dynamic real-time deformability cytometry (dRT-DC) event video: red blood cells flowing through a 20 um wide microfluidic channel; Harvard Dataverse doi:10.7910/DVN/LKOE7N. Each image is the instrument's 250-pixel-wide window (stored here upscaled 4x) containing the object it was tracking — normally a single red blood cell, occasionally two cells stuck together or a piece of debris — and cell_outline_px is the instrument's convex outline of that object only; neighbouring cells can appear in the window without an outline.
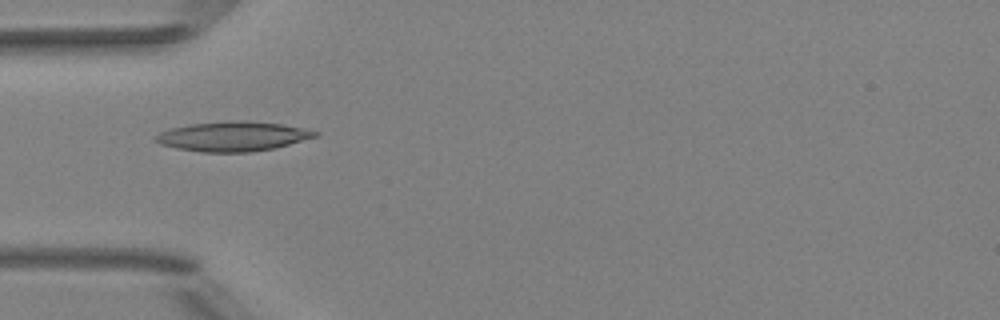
{"species": "Egyptian fruit bat (a non-hibernating species)", "species_latin": "Rousettus aegyptiacus", "temperature_condition": "room temperature", "stored_images_in_passage": 8, "camera_frame_rate_fps": 3000, "um_per_image_px": 0.085, "animal": {"sex": "female"}, "frame": {"image": 1, "passage_image": 5, "time_ms": 1.333, "image_size_px": [1000, 320], "cell_outline_px": [[320, 136], [276, 148], [252, 152], [200, 152], [176, 148], [160, 144], [152, 136], [168, 128], [192, 124], [240, 120], [244, 120], [280, 124], [320, 132]], "centroid_in_image_um": [19.79, 11.6], "position_along_channel_um": 65.2, "area_um2": 27.63}}
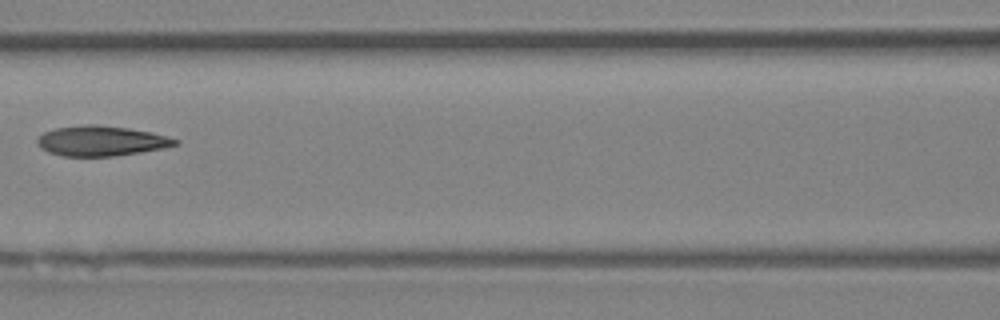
{"frame": {"image": 2, "passage_image": 7, "time_ms": 2.0, "image_size_px": [1000, 320], "cell_outline_px": [[180, 144], [164, 148], [116, 156], [64, 156], [48, 152], [40, 148], [36, 144], [36, 140], [44, 132], [56, 128], [84, 124], [96, 124], [128, 128], [152, 132], [180, 140]], "centroid_in_image_um": [8.61, 11.97], "position_along_channel_um": 158.0, "area_um2": 24.33}}
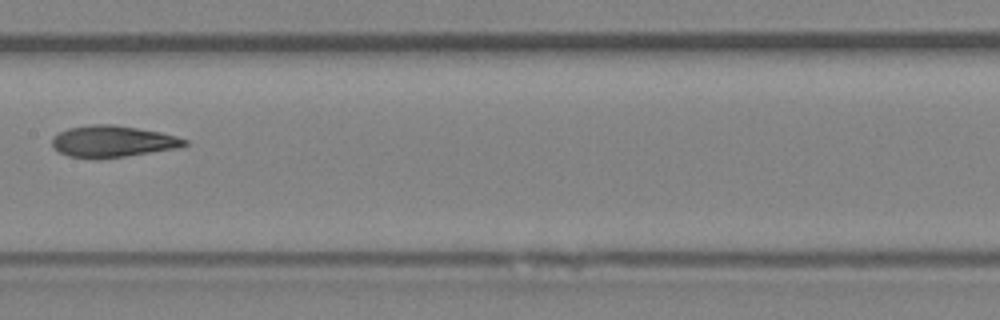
{"frame": {"image": 3, "passage_image": 8, "time_ms": 2.333, "image_size_px": [1000, 320], "cell_outline_px": [[188, 144], [180, 148], [96, 160], [68, 156], [60, 152], [52, 144], [52, 136], [68, 128], [88, 124], [112, 124], [160, 132], [176, 136], [188, 140]], "centroid_in_image_um": [9.57, 12.03], "position_along_channel_um": 197.8, "area_um2": 24.51}}